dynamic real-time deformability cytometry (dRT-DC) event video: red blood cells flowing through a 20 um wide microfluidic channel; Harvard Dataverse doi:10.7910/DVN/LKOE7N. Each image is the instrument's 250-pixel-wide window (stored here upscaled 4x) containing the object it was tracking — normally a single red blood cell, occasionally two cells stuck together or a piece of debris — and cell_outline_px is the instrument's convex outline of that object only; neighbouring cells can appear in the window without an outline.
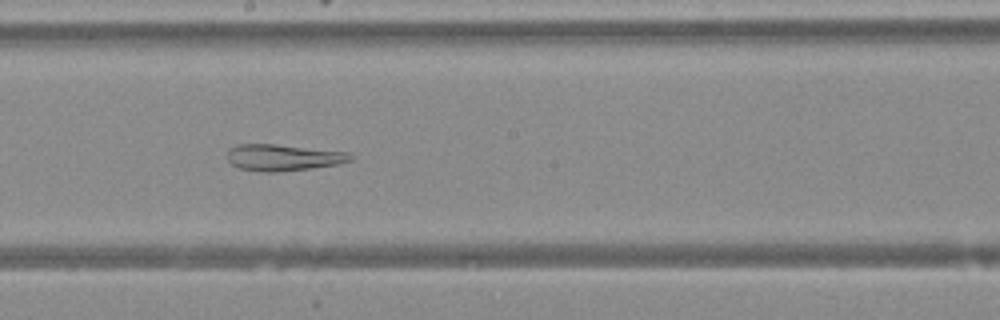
{"species": "Egyptian fruit bat (a non-hibernating species)", "species_latin": "Rousettus aegyptiacus", "temperature_condition": "warm", "stored_images_in_passage": 41, "camera_frame_rate_fps": 3000, "um_per_image_px": 0.085, "animal": {"sex": "female"}, "frame": {"image": 1, "passage_image": 21, "time_ms": 6.667, "image_size_px": [1000, 320], "cell_outline_px": [[352, 160], [336, 164], [312, 168], [276, 172], [260, 172], [240, 168], [232, 164], [228, 160], [228, 148], [236, 144], [276, 144], [348, 152], [352, 156]], "centroid_in_image_um": [24.03, 13.38], "position_along_channel_um": 224.2, "area_um2": 18.96}}
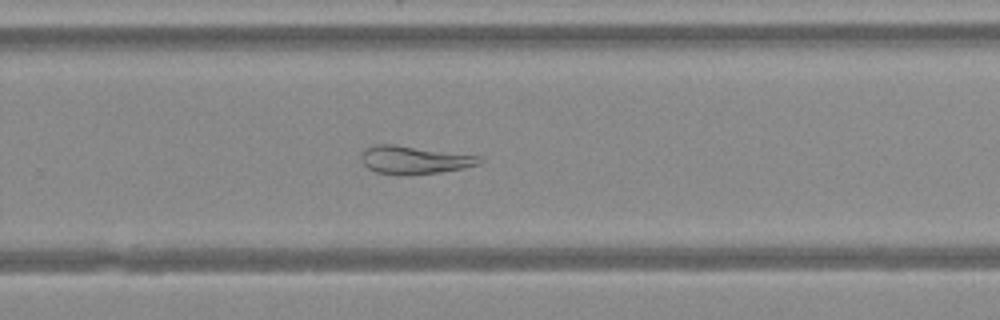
{"frame": {"image": 2, "passage_image": 26, "time_ms": 8.333, "image_size_px": [1000, 320], "cell_outline_px": [[484, 160], [480, 164], [464, 168], [440, 172], [400, 176], [396, 176], [376, 172], [368, 168], [360, 160], [360, 152], [364, 148], [376, 144], [396, 144], [480, 156]], "centroid_in_image_um": [35.17, 13.59], "position_along_channel_um": 294.6, "area_um2": 19.77}}